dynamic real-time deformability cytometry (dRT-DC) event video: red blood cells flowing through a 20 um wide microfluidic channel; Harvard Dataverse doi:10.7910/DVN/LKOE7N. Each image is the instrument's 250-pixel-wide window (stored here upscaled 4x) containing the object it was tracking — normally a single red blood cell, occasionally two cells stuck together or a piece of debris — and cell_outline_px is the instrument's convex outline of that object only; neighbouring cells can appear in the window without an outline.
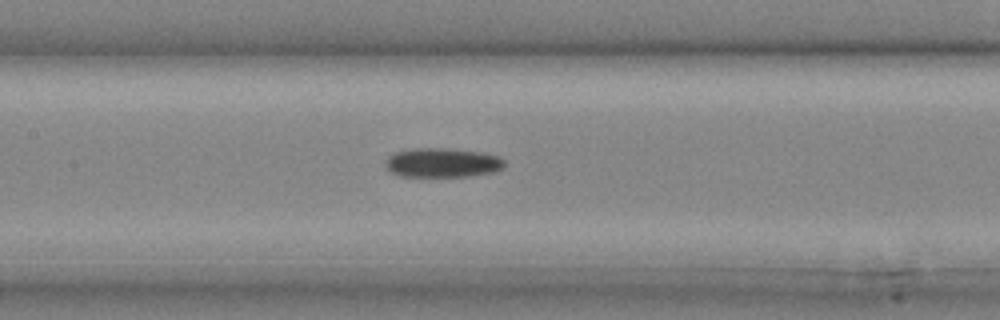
{"species": "common noctule bat (a hibernating species)", "species_latin": "Nyctalus noctula", "temperature_condition": "cold", "stored_images_in_passage": 12, "camera_frame_rate_fps": 3000, "um_per_image_px": 0.085, "animal": {"sex": "male", "body_mass_g": 20.4}, "frame": {"image": 1, "passage_image": 9, "time_ms": 2.667, "image_size_px": [1000, 320], "cell_outline_px": [[504, 168], [496, 172], [468, 176], [400, 176], [392, 172], [384, 164], [384, 160], [388, 156], [396, 152], [416, 148], [448, 148], [484, 152], [500, 156], [504, 160]], "centroid_in_image_um": [37.64, 13.82], "position_along_channel_um": 169.8, "area_um2": 20.52}}